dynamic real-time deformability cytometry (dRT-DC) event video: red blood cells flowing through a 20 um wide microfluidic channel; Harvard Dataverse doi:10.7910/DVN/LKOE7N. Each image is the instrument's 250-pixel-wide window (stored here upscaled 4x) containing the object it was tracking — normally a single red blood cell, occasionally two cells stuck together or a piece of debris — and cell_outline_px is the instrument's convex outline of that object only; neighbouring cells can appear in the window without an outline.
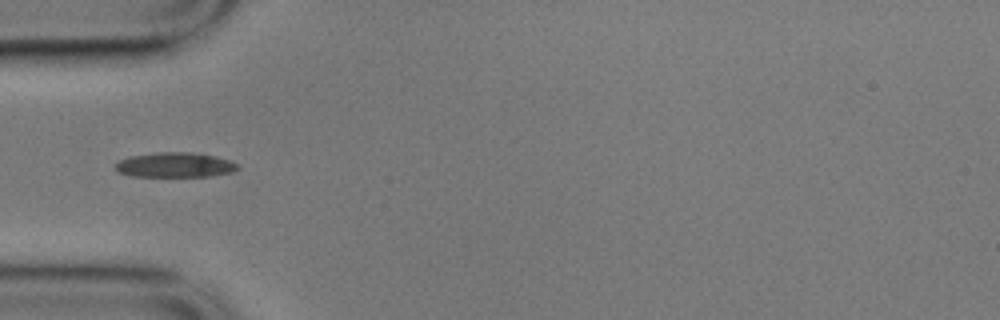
{"species": "common noctule bat (a hibernating species)", "species_latin": "Nyctalus noctula", "temperature_condition": "cold", "stored_images_in_passage": 40, "camera_frame_rate_fps": 3000, "um_per_image_px": 0.085, "animal": {"sex": "male", "body_mass_g": 17.9}, "frame": {"image": 1, "passage_image": 1, "time_ms": 0.0, "image_size_px": [1000, 320], "cell_outline_px": [[240, 168], [232, 172], [208, 176], [132, 176], [116, 172], [116, 164], [120, 160], [128, 156], [156, 152], [192, 152], [216, 156], [228, 160], [236, 164]], "centroid_in_image_um": [14.84, 14.01], "position_along_channel_um": 70.2, "area_um2": 17.69}}
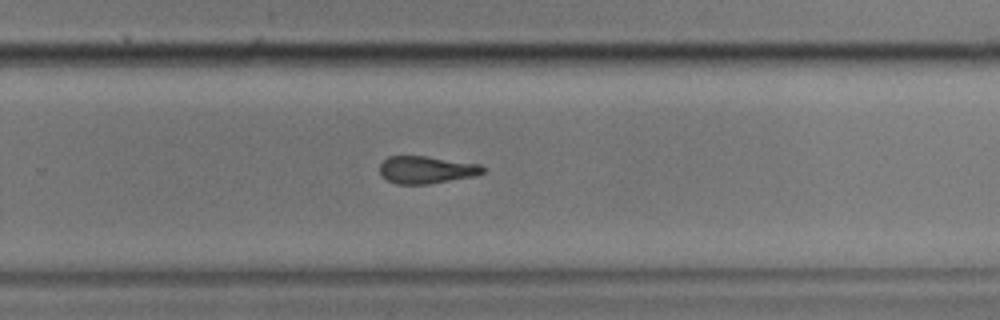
{"frame": {"image": 2, "passage_image": 20, "time_ms": 6.333, "image_size_px": [1000, 320], "cell_outline_px": [[484, 172], [476, 176], [428, 184], [396, 184], [388, 180], [380, 172], [380, 164], [388, 156], [424, 156], [480, 164], [484, 168]], "centroid_in_image_um": [36.25, 14.43], "position_along_channel_um": 293.5, "area_um2": 16.36}}
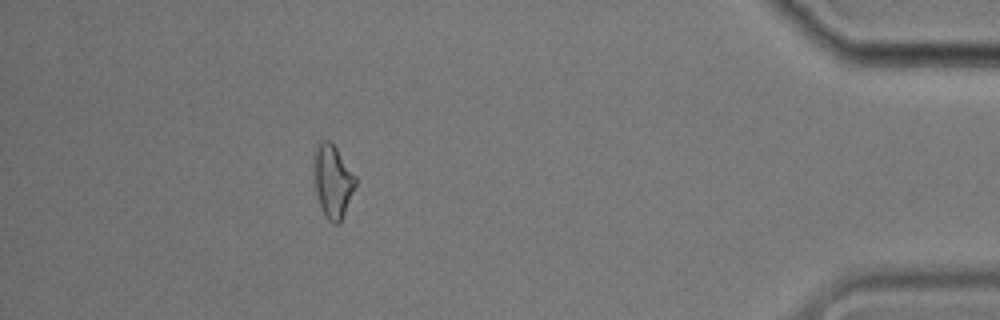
{"frame": {"image": 3, "passage_image": 34, "time_ms": 11.0, "image_size_px": [1000, 320], "cell_outline_px": [[356, 184], [340, 224], [332, 224], [324, 216], [316, 192], [312, 160], [312, 152], [316, 144], [320, 140], [328, 140], [336, 148], [356, 176]], "centroid_in_image_um": [28.24, 15.37], "position_along_channel_um": 407.0, "area_um2": 17.92}, "authors_computed_cell_mechanics": {"area_um2": 17.0221, "velocity_mm_per_s": 3.5184, "shape_relaxation_time_tau1_ms": null, "shape_relaxation_time_tau2_ms": 5.1338, "deformation_change_tau1": null, "deformation_change_tau2": 0.1403}}